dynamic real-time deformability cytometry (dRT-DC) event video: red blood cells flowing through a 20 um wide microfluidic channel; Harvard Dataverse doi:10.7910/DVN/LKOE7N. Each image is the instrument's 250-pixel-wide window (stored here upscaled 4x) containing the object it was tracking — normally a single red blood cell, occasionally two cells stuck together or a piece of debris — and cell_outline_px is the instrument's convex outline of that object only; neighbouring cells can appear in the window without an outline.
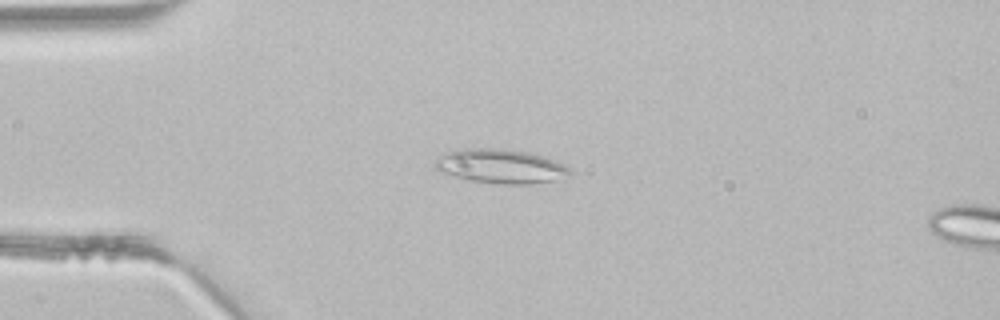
{"species": "common noctule bat (a hibernating species)", "species_latin": "Nyctalus noctula", "temperature_condition": "room temperature", "stored_images_in_passage": 4, "camera_frame_rate_fps": 3000, "um_per_image_px": 0.085, "animal": {"sex": "male", "body_mass_g": 21.5, "forearm_length_mm": 52.0}, "frame": {"image": 1, "passage_image": 3, "time_ms": 0.667, "image_size_px": [1000, 320], "cell_outline_px": [[572, 176], [552, 180], [528, 184], [500, 184], [472, 180], [452, 176], [440, 172], [432, 164], [440, 156], [448, 152], [464, 148], [500, 148], [532, 152], [564, 164], [572, 172]], "centroid_in_image_um": [42.56, 14.12], "position_along_channel_um": 42.4, "area_um2": 26.93}}